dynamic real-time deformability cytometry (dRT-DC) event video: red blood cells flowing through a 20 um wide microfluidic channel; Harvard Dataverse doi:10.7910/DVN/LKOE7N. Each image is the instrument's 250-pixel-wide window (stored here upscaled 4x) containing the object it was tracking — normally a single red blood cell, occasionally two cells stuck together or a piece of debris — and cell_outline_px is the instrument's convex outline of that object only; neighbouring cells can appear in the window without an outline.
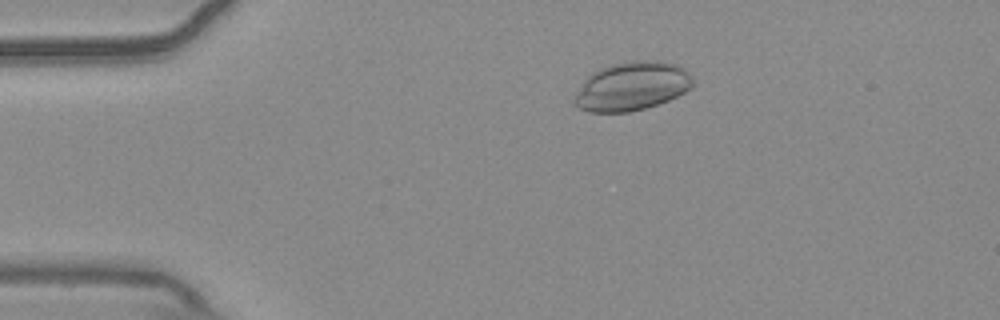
{"species": "common noctule bat (a hibernating species)", "species_latin": "Nyctalus noctula", "temperature_condition": "warm", "stored_images_in_passage": 55, "camera_frame_rate_fps": 3000, "um_per_image_px": 0.085, "animal": {"sex": "male", "body_mass_g": 20.4}, "frame": {"image": 1, "passage_image": 11, "time_ms": 3.333, "image_size_px": [1000, 320], "cell_outline_px": [[692, 84], [684, 92], [668, 100], [644, 108], [628, 112], [588, 112], [580, 108], [572, 100], [572, 96], [584, 80], [592, 72], [600, 68], [612, 64], [632, 60], [660, 60], [676, 64], [684, 68], [692, 76]], "centroid_in_image_um": [53.67, 7.32], "position_along_channel_um": 31.3, "area_um2": 33.64}}
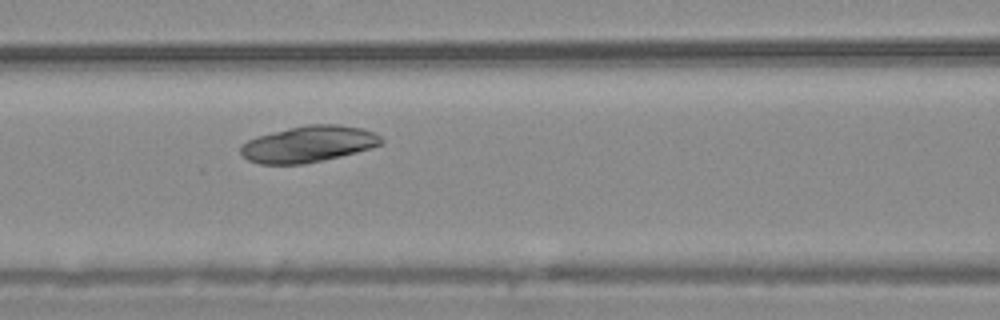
{"frame": {"image": 2, "passage_image": 24, "time_ms": 7.667, "image_size_px": [1000, 320], "cell_outline_px": [[384, 144], [372, 148], [340, 156], [304, 164], [260, 164], [248, 160], [240, 152], [240, 144], [256, 136], [288, 128], [308, 124], [336, 124], [364, 128], [380, 136], [384, 140]], "centroid_in_image_um": [26.23, 12.24], "position_along_channel_um": 140.4, "area_um2": 29.88}}
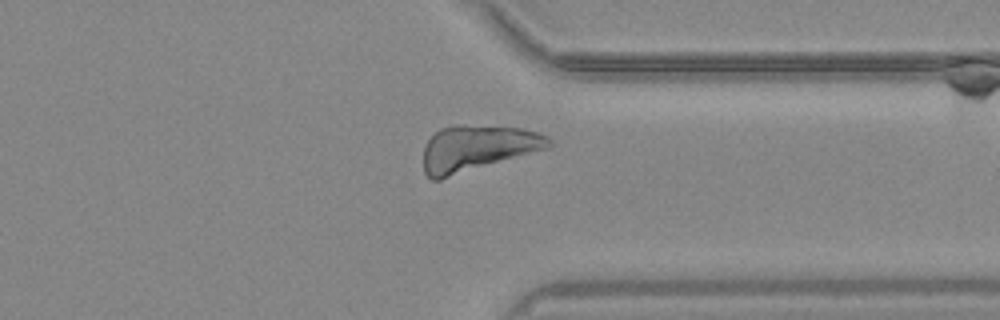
{"frame": {"image": 3, "passage_image": 43, "time_ms": 14.0, "image_size_px": [1000, 320], "cell_outline_px": [[552, 148], [440, 180], [432, 180], [424, 172], [424, 148], [428, 140], [440, 128], [452, 124], [464, 124], [520, 128], [536, 132], [548, 136], [552, 140]], "centroid_in_image_um": [40.61, 12.6], "position_along_channel_um": 370.8, "area_um2": 34.22}}